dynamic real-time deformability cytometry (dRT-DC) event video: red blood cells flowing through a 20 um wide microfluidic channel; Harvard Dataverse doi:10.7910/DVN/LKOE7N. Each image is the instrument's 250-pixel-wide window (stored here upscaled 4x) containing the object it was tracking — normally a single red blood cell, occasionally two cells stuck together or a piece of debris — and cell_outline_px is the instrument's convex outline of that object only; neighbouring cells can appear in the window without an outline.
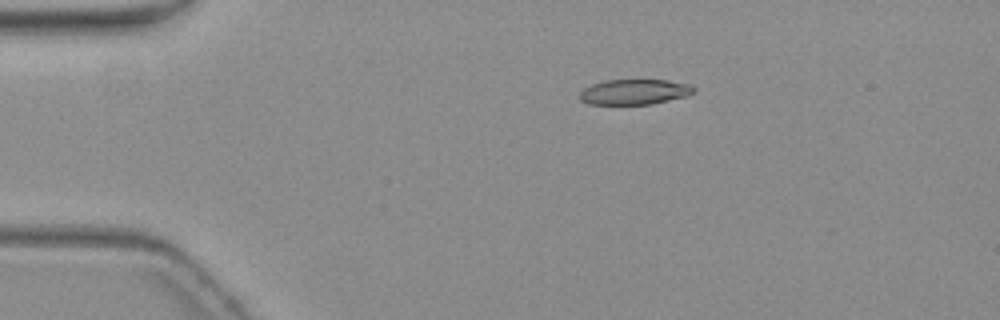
{"species": "common noctule bat (a hibernating species)", "species_latin": "Nyctalus noctula", "temperature_condition": "warm", "stored_images_in_passage": 4, "camera_frame_rate_fps": 3000, "um_per_image_px": 0.085, "animal": {"sex": "female", "body_mass_g": 19.3, "forearm_length_mm": 54.1}, "frame": {"image": 1, "passage_image": 3, "time_ms": 3.333, "image_size_px": [1000, 320], "cell_outline_px": [[696, 92], [688, 96], [652, 104], [588, 104], [580, 100], [580, 92], [584, 88], [592, 84], [604, 80], [668, 80], [688, 84], [696, 88]], "centroid_in_image_um": [53.95, 7.81], "position_along_channel_um": 31.0, "area_um2": 16.94}}